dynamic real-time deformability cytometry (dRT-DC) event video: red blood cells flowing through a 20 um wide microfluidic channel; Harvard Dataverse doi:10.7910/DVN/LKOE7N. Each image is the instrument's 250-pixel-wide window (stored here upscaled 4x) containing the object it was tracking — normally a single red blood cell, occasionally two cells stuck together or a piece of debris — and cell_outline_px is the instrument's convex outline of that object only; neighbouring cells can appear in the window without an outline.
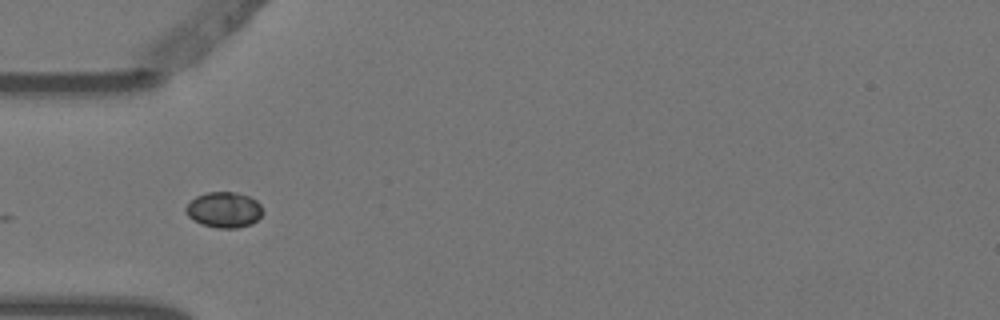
{"species": "Egyptian fruit bat (a non-hibernating species)", "species_latin": "Rousettus aegyptiacus", "temperature_condition": "warm", "stored_images_in_passage": 7, "camera_frame_rate_fps": 3000, "um_per_image_px": 0.085, "animal": {"sex": "female"}, "frame": {"image": 1, "passage_image": 5, "time_ms": 1.333, "image_size_px": [1000, 320], "cell_outline_px": [[264, 212], [252, 224], [240, 228], [216, 228], [192, 220], [184, 212], [184, 208], [196, 196], [208, 192], [236, 192], [248, 196], [256, 200], [260, 204]], "centroid_in_image_um": [19.05, 17.84], "position_along_channel_um": 66.0, "area_um2": 16.07}}
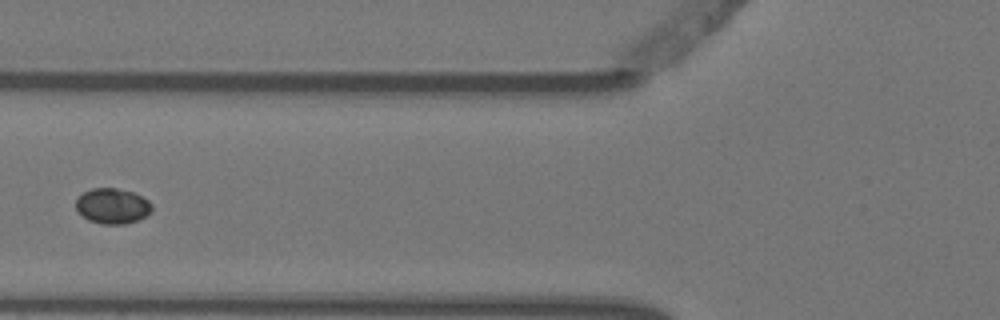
{"frame": {"image": 2, "passage_image": 6, "time_ms": 1.667, "image_size_px": [1000, 320], "cell_outline_px": [[152, 208], [144, 216], [136, 220], [124, 224], [100, 224], [88, 220], [76, 208], [76, 200], [84, 192], [92, 188], [116, 188], [132, 192], [148, 200], [152, 204]], "centroid_in_image_um": [9.54, 17.51], "position_along_channel_um": 116.3, "area_um2": 15.37}}
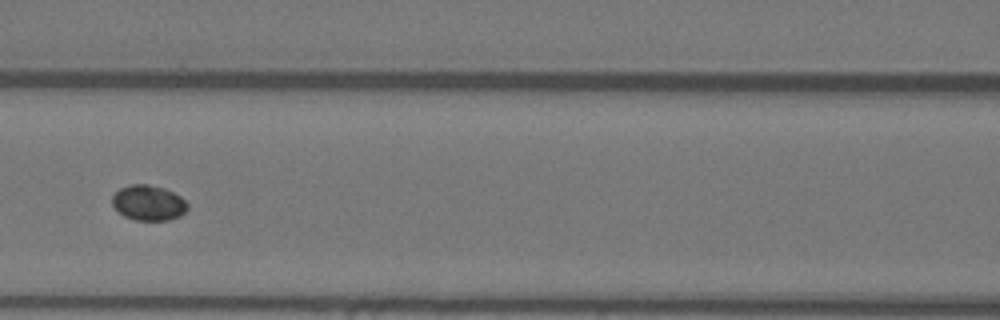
{"frame": {"image": 3, "passage_image": 7, "time_ms": 2.0, "image_size_px": [1000, 320], "cell_outline_px": [[188, 208], [180, 216], [168, 220], [132, 220], [116, 212], [112, 204], [112, 196], [120, 188], [132, 184], [148, 184], [164, 188], [180, 196], [188, 204]], "centroid_in_image_um": [12.59, 17.25], "position_along_channel_um": 154.0, "area_um2": 15.61}}